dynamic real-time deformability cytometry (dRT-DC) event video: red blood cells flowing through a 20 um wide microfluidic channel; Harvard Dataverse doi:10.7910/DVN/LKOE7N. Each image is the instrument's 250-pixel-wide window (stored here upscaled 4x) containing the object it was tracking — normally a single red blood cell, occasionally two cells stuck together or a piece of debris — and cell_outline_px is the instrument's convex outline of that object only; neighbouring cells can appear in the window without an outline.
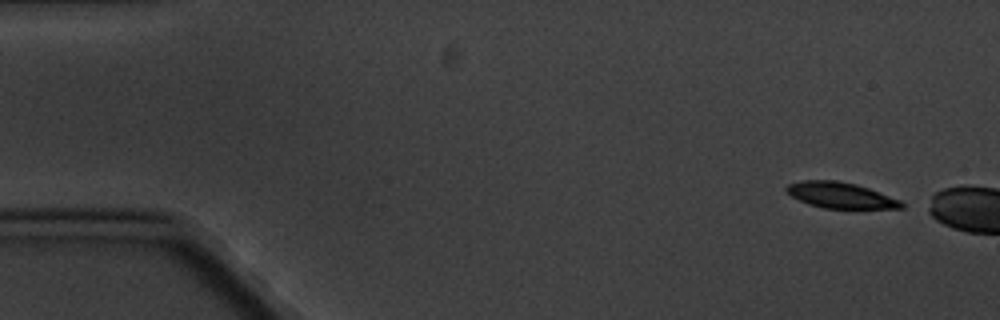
{"species": "common noctule bat (a hibernating species)", "species_latin": "Nyctalus noctula", "temperature_condition": "cold", "stored_images_in_passage": 3, "camera_frame_rate_fps": 3000, "um_per_image_px": 0.085, "animal": {"sex": "male", "body_mass_g": 20.1, "forearm_length_mm": 53.5}, "frame": {"image": 1, "passage_image": 1, "time_ms": 0.0, "image_size_px": [1000, 320], "cell_outline_px": [[904, 208], [824, 208], [808, 204], [792, 196], [784, 188], [788, 184], [800, 180], [836, 180], [856, 184], [868, 188], [900, 200], [904, 204]], "centroid_in_image_um": [71.42, 16.59], "position_along_channel_um": 13.6, "area_um2": 17.17}}